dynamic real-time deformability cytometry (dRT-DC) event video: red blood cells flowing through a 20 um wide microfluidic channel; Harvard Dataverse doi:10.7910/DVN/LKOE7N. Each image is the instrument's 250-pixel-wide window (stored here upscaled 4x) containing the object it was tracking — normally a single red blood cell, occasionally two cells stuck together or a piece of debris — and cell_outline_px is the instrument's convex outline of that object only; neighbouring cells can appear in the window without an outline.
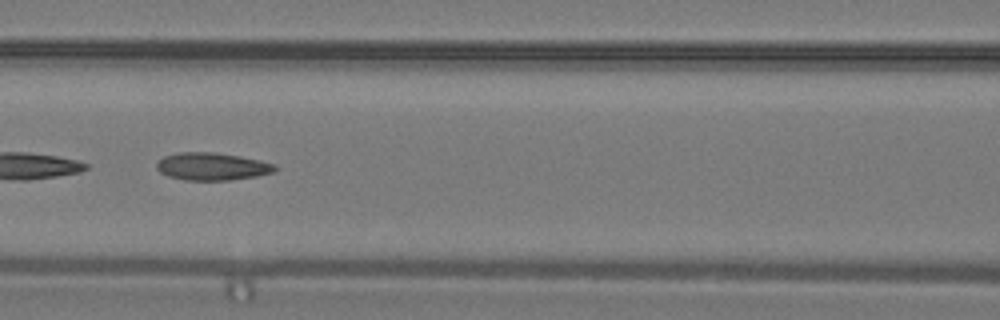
{"species": "common noctule bat (a hibernating species)", "species_latin": "Nyctalus noctula", "temperature_condition": "warm", "stored_images_in_passage": 24, "camera_frame_rate_fps": 3000, "um_per_image_px": 0.085, "animal": {"sex": "male", "body_mass_g": 19.2, "forearm_length_mm": 51.8}, "frame": {"image": 1, "passage_image": 21, "time_ms": 6.667, "image_size_px": [1000, 320], "cell_outline_px": [[276, 172], [256, 176], [228, 180], [184, 180], [168, 176], [160, 172], [156, 168], [156, 164], [164, 156], [176, 152], [216, 152], [240, 156], [260, 160], [276, 164]], "centroid_in_image_um": [18.03, 14.14], "position_along_channel_um": 148.6, "area_um2": 19.13}}